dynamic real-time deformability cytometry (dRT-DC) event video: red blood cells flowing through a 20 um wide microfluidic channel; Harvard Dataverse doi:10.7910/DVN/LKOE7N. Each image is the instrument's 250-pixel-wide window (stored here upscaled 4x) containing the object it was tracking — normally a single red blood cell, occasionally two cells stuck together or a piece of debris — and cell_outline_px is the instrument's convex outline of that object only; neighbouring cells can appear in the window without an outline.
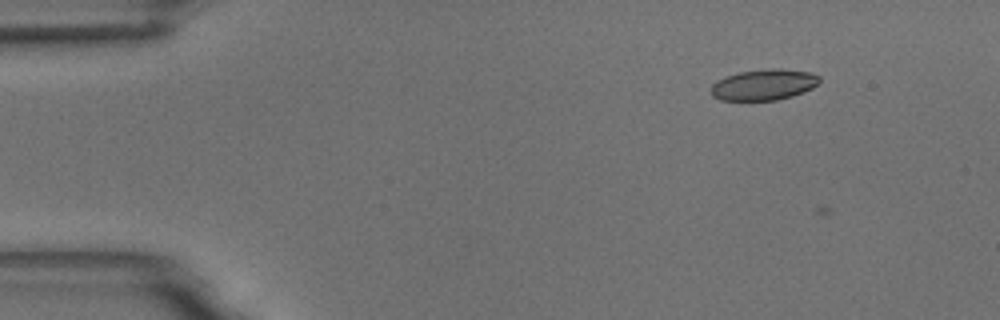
{"species": "common noctule bat (a hibernating species)", "species_latin": "Nyctalus noctula", "temperature_condition": "room temperature", "stored_images_in_passage": 2, "camera_frame_rate_fps": 3000, "um_per_image_px": 0.085, "animal": {"sex": "male", "body_mass_g": 18.8}, "frame": {"image": 1, "passage_image": 1, "time_ms": 0.0, "image_size_px": [1000, 320], "cell_outline_px": [[820, 80], [812, 88], [804, 92], [792, 96], [776, 100], [720, 100], [712, 96], [712, 84], [716, 80], [724, 76], [740, 72], [768, 68], [780, 68], [812, 72], [820, 76]], "centroid_in_image_um": [64.93, 7.19], "position_along_channel_um": 20.1, "area_um2": 19.71}}